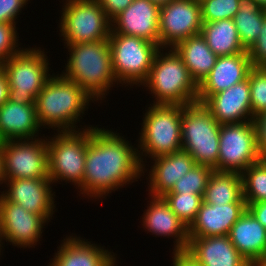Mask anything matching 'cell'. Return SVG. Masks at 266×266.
<instances>
[{
  "instance_id": "9",
  "label": "cell",
  "mask_w": 266,
  "mask_h": 266,
  "mask_svg": "<svg viewBox=\"0 0 266 266\" xmlns=\"http://www.w3.org/2000/svg\"><path fill=\"white\" fill-rule=\"evenodd\" d=\"M59 37L64 46L89 43L109 38L111 20L98 0H62ZM62 12V13H61Z\"/></svg>"
},
{
  "instance_id": "24",
  "label": "cell",
  "mask_w": 266,
  "mask_h": 266,
  "mask_svg": "<svg viewBox=\"0 0 266 266\" xmlns=\"http://www.w3.org/2000/svg\"><path fill=\"white\" fill-rule=\"evenodd\" d=\"M36 106L7 100L0 106V142L43 137Z\"/></svg>"
},
{
  "instance_id": "12",
  "label": "cell",
  "mask_w": 266,
  "mask_h": 266,
  "mask_svg": "<svg viewBox=\"0 0 266 266\" xmlns=\"http://www.w3.org/2000/svg\"><path fill=\"white\" fill-rule=\"evenodd\" d=\"M42 135L0 142L6 180L49 179L47 143L45 134Z\"/></svg>"
},
{
  "instance_id": "4",
  "label": "cell",
  "mask_w": 266,
  "mask_h": 266,
  "mask_svg": "<svg viewBox=\"0 0 266 266\" xmlns=\"http://www.w3.org/2000/svg\"><path fill=\"white\" fill-rule=\"evenodd\" d=\"M140 87L149 91L153 104L184 106L197 101L198 85L174 48L159 49L149 75Z\"/></svg>"
},
{
  "instance_id": "40",
  "label": "cell",
  "mask_w": 266,
  "mask_h": 266,
  "mask_svg": "<svg viewBox=\"0 0 266 266\" xmlns=\"http://www.w3.org/2000/svg\"><path fill=\"white\" fill-rule=\"evenodd\" d=\"M247 210L264 226L266 229V201L258 203H246Z\"/></svg>"
},
{
  "instance_id": "43",
  "label": "cell",
  "mask_w": 266,
  "mask_h": 266,
  "mask_svg": "<svg viewBox=\"0 0 266 266\" xmlns=\"http://www.w3.org/2000/svg\"><path fill=\"white\" fill-rule=\"evenodd\" d=\"M150 1L155 3V4H157V5H159V6H163V5L167 4L171 0H150Z\"/></svg>"
},
{
  "instance_id": "44",
  "label": "cell",
  "mask_w": 266,
  "mask_h": 266,
  "mask_svg": "<svg viewBox=\"0 0 266 266\" xmlns=\"http://www.w3.org/2000/svg\"><path fill=\"white\" fill-rule=\"evenodd\" d=\"M262 9H266V0H254Z\"/></svg>"
},
{
  "instance_id": "39",
  "label": "cell",
  "mask_w": 266,
  "mask_h": 266,
  "mask_svg": "<svg viewBox=\"0 0 266 266\" xmlns=\"http://www.w3.org/2000/svg\"><path fill=\"white\" fill-rule=\"evenodd\" d=\"M134 0H98L106 16L112 20L121 11L125 10Z\"/></svg>"
},
{
  "instance_id": "27",
  "label": "cell",
  "mask_w": 266,
  "mask_h": 266,
  "mask_svg": "<svg viewBox=\"0 0 266 266\" xmlns=\"http://www.w3.org/2000/svg\"><path fill=\"white\" fill-rule=\"evenodd\" d=\"M201 35L218 57L248 52L240 41L233 19L202 23Z\"/></svg>"
},
{
  "instance_id": "10",
  "label": "cell",
  "mask_w": 266,
  "mask_h": 266,
  "mask_svg": "<svg viewBox=\"0 0 266 266\" xmlns=\"http://www.w3.org/2000/svg\"><path fill=\"white\" fill-rule=\"evenodd\" d=\"M109 47L112 69L119 86L140 87L147 79L154 57L160 47L141 37L110 31ZM128 86V87H126Z\"/></svg>"
},
{
  "instance_id": "2",
  "label": "cell",
  "mask_w": 266,
  "mask_h": 266,
  "mask_svg": "<svg viewBox=\"0 0 266 266\" xmlns=\"http://www.w3.org/2000/svg\"><path fill=\"white\" fill-rule=\"evenodd\" d=\"M91 102L96 104L81 86L53 72L35 99L37 120L42 128H51L53 132L94 127L77 125L82 122L80 120L86 115Z\"/></svg>"
},
{
  "instance_id": "28",
  "label": "cell",
  "mask_w": 266,
  "mask_h": 266,
  "mask_svg": "<svg viewBox=\"0 0 266 266\" xmlns=\"http://www.w3.org/2000/svg\"><path fill=\"white\" fill-rule=\"evenodd\" d=\"M203 202L211 205L246 202L243 198L241 174L213 170L207 182Z\"/></svg>"
},
{
  "instance_id": "16",
  "label": "cell",
  "mask_w": 266,
  "mask_h": 266,
  "mask_svg": "<svg viewBox=\"0 0 266 266\" xmlns=\"http://www.w3.org/2000/svg\"><path fill=\"white\" fill-rule=\"evenodd\" d=\"M90 239L72 233L57 247L49 266H118L117 254Z\"/></svg>"
},
{
  "instance_id": "3",
  "label": "cell",
  "mask_w": 266,
  "mask_h": 266,
  "mask_svg": "<svg viewBox=\"0 0 266 266\" xmlns=\"http://www.w3.org/2000/svg\"><path fill=\"white\" fill-rule=\"evenodd\" d=\"M65 48L69 57L60 75L81 86L96 103L106 102L110 90L115 85L119 87L112 69L109 40L69 44Z\"/></svg>"
},
{
  "instance_id": "14",
  "label": "cell",
  "mask_w": 266,
  "mask_h": 266,
  "mask_svg": "<svg viewBox=\"0 0 266 266\" xmlns=\"http://www.w3.org/2000/svg\"><path fill=\"white\" fill-rule=\"evenodd\" d=\"M199 0H171L160 6L159 47L174 48L179 42L201 34Z\"/></svg>"
},
{
  "instance_id": "18",
  "label": "cell",
  "mask_w": 266,
  "mask_h": 266,
  "mask_svg": "<svg viewBox=\"0 0 266 266\" xmlns=\"http://www.w3.org/2000/svg\"><path fill=\"white\" fill-rule=\"evenodd\" d=\"M147 209L140 220L145 232L154 237L172 238L173 252L186 251L189 243L188 227L170 209L163 197L149 195Z\"/></svg>"
},
{
  "instance_id": "19",
  "label": "cell",
  "mask_w": 266,
  "mask_h": 266,
  "mask_svg": "<svg viewBox=\"0 0 266 266\" xmlns=\"http://www.w3.org/2000/svg\"><path fill=\"white\" fill-rule=\"evenodd\" d=\"M160 6L150 0H134L111 20V31L141 37L159 46Z\"/></svg>"
},
{
  "instance_id": "35",
  "label": "cell",
  "mask_w": 266,
  "mask_h": 266,
  "mask_svg": "<svg viewBox=\"0 0 266 266\" xmlns=\"http://www.w3.org/2000/svg\"><path fill=\"white\" fill-rule=\"evenodd\" d=\"M16 25L0 22V65L24 48L18 39L19 28Z\"/></svg>"
},
{
  "instance_id": "34",
  "label": "cell",
  "mask_w": 266,
  "mask_h": 266,
  "mask_svg": "<svg viewBox=\"0 0 266 266\" xmlns=\"http://www.w3.org/2000/svg\"><path fill=\"white\" fill-rule=\"evenodd\" d=\"M201 18L204 22L233 19L239 10L241 0H199Z\"/></svg>"
},
{
  "instance_id": "32",
  "label": "cell",
  "mask_w": 266,
  "mask_h": 266,
  "mask_svg": "<svg viewBox=\"0 0 266 266\" xmlns=\"http://www.w3.org/2000/svg\"><path fill=\"white\" fill-rule=\"evenodd\" d=\"M213 169L196 164L186 175L178 179L168 193H186L204 196L208 179Z\"/></svg>"
},
{
  "instance_id": "37",
  "label": "cell",
  "mask_w": 266,
  "mask_h": 266,
  "mask_svg": "<svg viewBox=\"0 0 266 266\" xmlns=\"http://www.w3.org/2000/svg\"><path fill=\"white\" fill-rule=\"evenodd\" d=\"M253 67H266V18L256 42L248 50Z\"/></svg>"
},
{
  "instance_id": "25",
  "label": "cell",
  "mask_w": 266,
  "mask_h": 266,
  "mask_svg": "<svg viewBox=\"0 0 266 266\" xmlns=\"http://www.w3.org/2000/svg\"><path fill=\"white\" fill-rule=\"evenodd\" d=\"M201 266H251L228 235L189 237L186 250Z\"/></svg>"
},
{
  "instance_id": "33",
  "label": "cell",
  "mask_w": 266,
  "mask_h": 266,
  "mask_svg": "<svg viewBox=\"0 0 266 266\" xmlns=\"http://www.w3.org/2000/svg\"><path fill=\"white\" fill-rule=\"evenodd\" d=\"M252 116L266 111V67H252L248 73Z\"/></svg>"
},
{
  "instance_id": "15",
  "label": "cell",
  "mask_w": 266,
  "mask_h": 266,
  "mask_svg": "<svg viewBox=\"0 0 266 266\" xmlns=\"http://www.w3.org/2000/svg\"><path fill=\"white\" fill-rule=\"evenodd\" d=\"M50 179H14L6 180L0 193L11 202L22 206L34 214L45 216L49 221L57 210L56 192ZM7 188V189H6ZM55 193V194H54ZM56 208V209H55ZM53 217V218H52Z\"/></svg>"
},
{
  "instance_id": "23",
  "label": "cell",
  "mask_w": 266,
  "mask_h": 266,
  "mask_svg": "<svg viewBox=\"0 0 266 266\" xmlns=\"http://www.w3.org/2000/svg\"><path fill=\"white\" fill-rule=\"evenodd\" d=\"M228 237L251 266L265 264L266 229L248 210L234 223Z\"/></svg>"
},
{
  "instance_id": "29",
  "label": "cell",
  "mask_w": 266,
  "mask_h": 266,
  "mask_svg": "<svg viewBox=\"0 0 266 266\" xmlns=\"http://www.w3.org/2000/svg\"><path fill=\"white\" fill-rule=\"evenodd\" d=\"M266 9H262L254 0H241L239 10L233 20L243 47L248 51L256 42Z\"/></svg>"
},
{
  "instance_id": "1",
  "label": "cell",
  "mask_w": 266,
  "mask_h": 266,
  "mask_svg": "<svg viewBox=\"0 0 266 266\" xmlns=\"http://www.w3.org/2000/svg\"><path fill=\"white\" fill-rule=\"evenodd\" d=\"M98 126L102 127H89L82 182V198L95 202L111 197L112 192L127 188L142 177L137 144L132 145L122 133Z\"/></svg>"
},
{
  "instance_id": "6",
  "label": "cell",
  "mask_w": 266,
  "mask_h": 266,
  "mask_svg": "<svg viewBox=\"0 0 266 266\" xmlns=\"http://www.w3.org/2000/svg\"><path fill=\"white\" fill-rule=\"evenodd\" d=\"M54 134L46 135L49 179L54 186L63 182L74 185L82 197L89 128Z\"/></svg>"
},
{
  "instance_id": "30",
  "label": "cell",
  "mask_w": 266,
  "mask_h": 266,
  "mask_svg": "<svg viewBox=\"0 0 266 266\" xmlns=\"http://www.w3.org/2000/svg\"><path fill=\"white\" fill-rule=\"evenodd\" d=\"M241 177L246 203L266 201V159L249 166L241 173Z\"/></svg>"
},
{
  "instance_id": "5",
  "label": "cell",
  "mask_w": 266,
  "mask_h": 266,
  "mask_svg": "<svg viewBox=\"0 0 266 266\" xmlns=\"http://www.w3.org/2000/svg\"><path fill=\"white\" fill-rule=\"evenodd\" d=\"M137 141L141 165L182 149V108L178 104L146 105ZM148 108V109H147ZM147 158V159H146Z\"/></svg>"
},
{
  "instance_id": "13",
  "label": "cell",
  "mask_w": 266,
  "mask_h": 266,
  "mask_svg": "<svg viewBox=\"0 0 266 266\" xmlns=\"http://www.w3.org/2000/svg\"><path fill=\"white\" fill-rule=\"evenodd\" d=\"M49 222L45 216L29 212L0 194V251L5 242L20 250L35 248L41 244L43 228Z\"/></svg>"
},
{
  "instance_id": "20",
  "label": "cell",
  "mask_w": 266,
  "mask_h": 266,
  "mask_svg": "<svg viewBox=\"0 0 266 266\" xmlns=\"http://www.w3.org/2000/svg\"><path fill=\"white\" fill-rule=\"evenodd\" d=\"M252 67L248 52L218 57L209 75L198 86L197 101L204 103L211 95L245 80Z\"/></svg>"
},
{
  "instance_id": "42",
  "label": "cell",
  "mask_w": 266,
  "mask_h": 266,
  "mask_svg": "<svg viewBox=\"0 0 266 266\" xmlns=\"http://www.w3.org/2000/svg\"><path fill=\"white\" fill-rule=\"evenodd\" d=\"M5 181H6V178H5V173H4L3 155H2L1 143H0V187H2L1 189H3Z\"/></svg>"
},
{
  "instance_id": "36",
  "label": "cell",
  "mask_w": 266,
  "mask_h": 266,
  "mask_svg": "<svg viewBox=\"0 0 266 266\" xmlns=\"http://www.w3.org/2000/svg\"><path fill=\"white\" fill-rule=\"evenodd\" d=\"M28 3V0H0V22L17 24L19 14Z\"/></svg>"
},
{
  "instance_id": "38",
  "label": "cell",
  "mask_w": 266,
  "mask_h": 266,
  "mask_svg": "<svg viewBox=\"0 0 266 266\" xmlns=\"http://www.w3.org/2000/svg\"><path fill=\"white\" fill-rule=\"evenodd\" d=\"M257 149L262 159H266V111L253 117Z\"/></svg>"
},
{
  "instance_id": "22",
  "label": "cell",
  "mask_w": 266,
  "mask_h": 266,
  "mask_svg": "<svg viewBox=\"0 0 266 266\" xmlns=\"http://www.w3.org/2000/svg\"><path fill=\"white\" fill-rule=\"evenodd\" d=\"M247 210L246 202L211 205L201 203L195 220L188 227L189 237L228 235L234 223Z\"/></svg>"
},
{
  "instance_id": "7",
  "label": "cell",
  "mask_w": 266,
  "mask_h": 266,
  "mask_svg": "<svg viewBox=\"0 0 266 266\" xmlns=\"http://www.w3.org/2000/svg\"><path fill=\"white\" fill-rule=\"evenodd\" d=\"M42 47H25L3 62L9 83V101L18 104H35V99L46 81L53 75L50 58ZM49 58V59H48Z\"/></svg>"
},
{
  "instance_id": "31",
  "label": "cell",
  "mask_w": 266,
  "mask_h": 266,
  "mask_svg": "<svg viewBox=\"0 0 266 266\" xmlns=\"http://www.w3.org/2000/svg\"><path fill=\"white\" fill-rule=\"evenodd\" d=\"M176 216L189 227L195 220L201 203L202 195L186 193H166L162 196Z\"/></svg>"
},
{
  "instance_id": "41",
  "label": "cell",
  "mask_w": 266,
  "mask_h": 266,
  "mask_svg": "<svg viewBox=\"0 0 266 266\" xmlns=\"http://www.w3.org/2000/svg\"><path fill=\"white\" fill-rule=\"evenodd\" d=\"M9 100V83L5 71L0 66V106Z\"/></svg>"
},
{
  "instance_id": "21",
  "label": "cell",
  "mask_w": 266,
  "mask_h": 266,
  "mask_svg": "<svg viewBox=\"0 0 266 266\" xmlns=\"http://www.w3.org/2000/svg\"><path fill=\"white\" fill-rule=\"evenodd\" d=\"M204 104L220 125L252 121L248 77L224 91L211 95Z\"/></svg>"
},
{
  "instance_id": "26",
  "label": "cell",
  "mask_w": 266,
  "mask_h": 266,
  "mask_svg": "<svg viewBox=\"0 0 266 266\" xmlns=\"http://www.w3.org/2000/svg\"><path fill=\"white\" fill-rule=\"evenodd\" d=\"M174 49L182 57L191 77L198 86L209 75L218 58L208 47L201 34L179 42Z\"/></svg>"
},
{
  "instance_id": "8",
  "label": "cell",
  "mask_w": 266,
  "mask_h": 266,
  "mask_svg": "<svg viewBox=\"0 0 266 266\" xmlns=\"http://www.w3.org/2000/svg\"><path fill=\"white\" fill-rule=\"evenodd\" d=\"M182 150L199 165L217 171L220 124L202 102L185 104L182 108Z\"/></svg>"
},
{
  "instance_id": "17",
  "label": "cell",
  "mask_w": 266,
  "mask_h": 266,
  "mask_svg": "<svg viewBox=\"0 0 266 266\" xmlns=\"http://www.w3.org/2000/svg\"><path fill=\"white\" fill-rule=\"evenodd\" d=\"M149 162L151 166L147 163L142 166V178L146 173V181L148 180L146 191L149 195L156 197H162L170 192L178 179L186 175L197 164L194 158L182 149L168 155L155 157ZM146 165L150 169L146 168Z\"/></svg>"
},
{
  "instance_id": "11",
  "label": "cell",
  "mask_w": 266,
  "mask_h": 266,
  "mask_svg": "<svg viewBox=\"0 0 266 266\" xmlns=\"http://www.w3.org/2000/svg\"><path fill=\"white\" fill-rule=\"evenodd\" d=\"M261 159L252 121L220 125L217 171L241 174Z\"/></svg>"
}]
</instances>
